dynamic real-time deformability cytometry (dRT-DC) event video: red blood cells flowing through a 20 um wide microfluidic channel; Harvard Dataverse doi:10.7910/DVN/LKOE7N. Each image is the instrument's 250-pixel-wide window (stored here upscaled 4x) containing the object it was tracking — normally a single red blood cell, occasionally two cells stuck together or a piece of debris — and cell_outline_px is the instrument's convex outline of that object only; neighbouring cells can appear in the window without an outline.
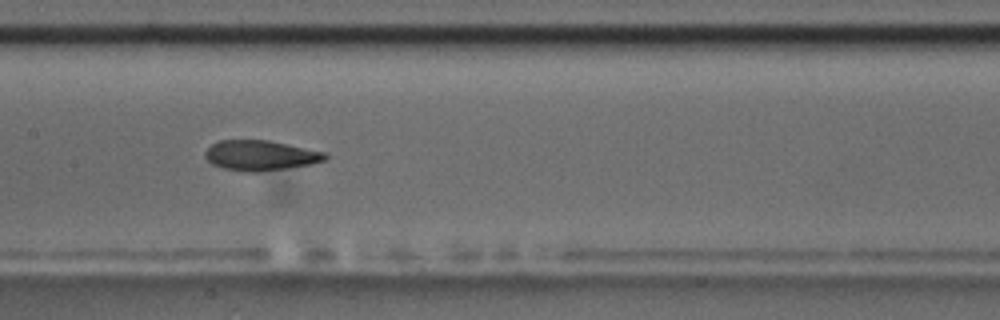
{"species": "common noctule bat (a hibernating species)", "species_latin": "Nyctalus noctula", "temperature_condition": "room temperature", "stored_images_in_passage": 5, "camera_frame_rate_fps": 3000, "um_per_image_px": 0.085, "animal": {"sex": "male", "body_mass_g": 17.5, "forearm_length_mm": 52.3}, "frame": {"image": 1, "passage_image": 4, "time_ms": 3.333, "image_size_px": [1000, 320], "cell_outline_px": [[328, 156], [324, 160], [312, 164], [256, 172], [244, 172], [224, 168], [212, 164], [204, 156], [204, 152], [212, 144], [220, 140], [268, 140], [288, 144], [324, 152]], "centroid_in_image_um": [22.11, 13.21], "position_along_channel_um": 185.3, "area_um2": 20.92}}
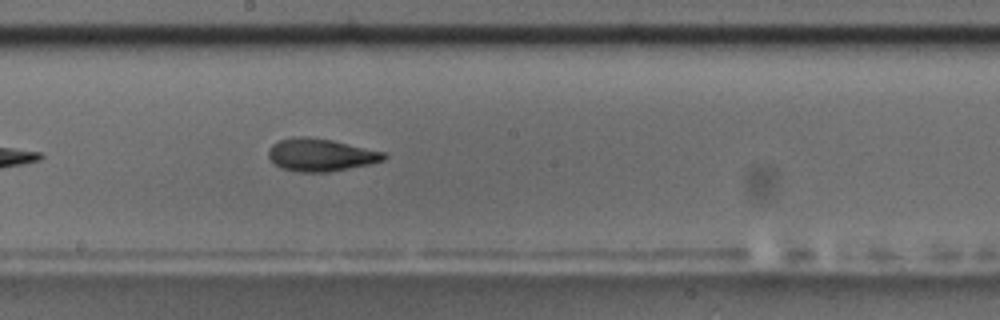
{"frame": {"image": 2, "passage_image": 5, "time_ms": 4.333, "image_size_px": [1000, 320], "cell_outline_px": [[388, 156], [384, 160], [372, 164], [328, 172], [296, 172], [280, 168], [268, 156], [268, 148], [272, 144], [280, 140], [296, 136], [308, 136], [332, 140], [388, 152]], "centroid_in_image_um": [27.3, 13.16], "position_along_channel_um": 220.9, "area_um2": 22.31}}